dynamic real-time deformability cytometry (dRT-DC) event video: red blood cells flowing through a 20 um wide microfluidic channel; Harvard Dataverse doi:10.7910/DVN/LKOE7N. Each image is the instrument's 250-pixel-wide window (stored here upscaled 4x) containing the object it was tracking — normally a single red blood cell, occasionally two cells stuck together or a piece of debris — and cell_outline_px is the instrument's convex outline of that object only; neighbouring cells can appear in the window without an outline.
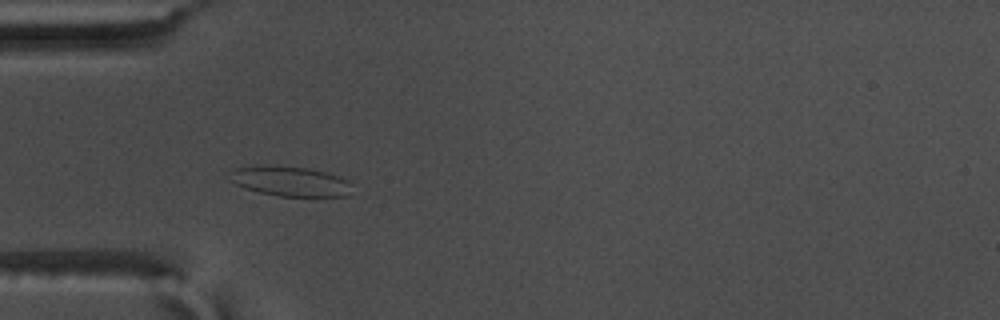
{"species": "common noctule bat (a hibernating species)", "species_latin": "Nyctalus noctula", "temperature_condition": "warm", "stored_images_in_passage": 42, "camera_frame_rate_fps": 3000, "um_per_image_px": 0.085, "animal": {"sex": "male", "body_mass_g": 17.5, "forearm_length_mm": 52.3}, "frame": {"image": 1, "passage_image": 3, "time_ms": 0.667, "image_size_px": [1000, 320], "cell_outline_px": [[352, 184], [348, 196], [276, 196], [244, 188], [228, 180], [232, 172], [236, 168], [256, 164], [276, 164], [308, 168], [324, 172], [348, 180]], "centroid_in_image_um": [24.61, 15.38], "position_along_channel_um": 60.4, "area_um2": 21.62}}
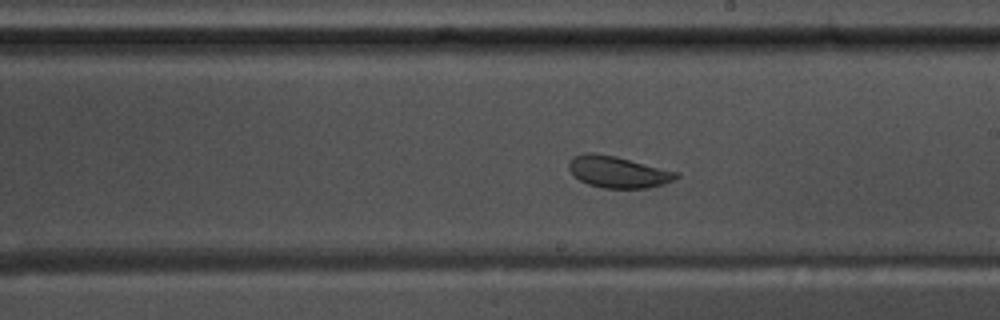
{"frame": {"image": 2, "passage_image": 18, "time_ms": 5.667, "image_size_px": [1000, 320], "cell_outline_px": [[680, 176], [664, 184], [648, 188], [604, 188], [588, 184], [580, 180], [568, 168], [568, 164], [572, 156], [584, 152], [592, 152], [616, 156], [680, 172]], "centroid_in_image_um": [52.54, 14.6], "position_along_channel_um": 236.5, "area_um2": 19.88}}
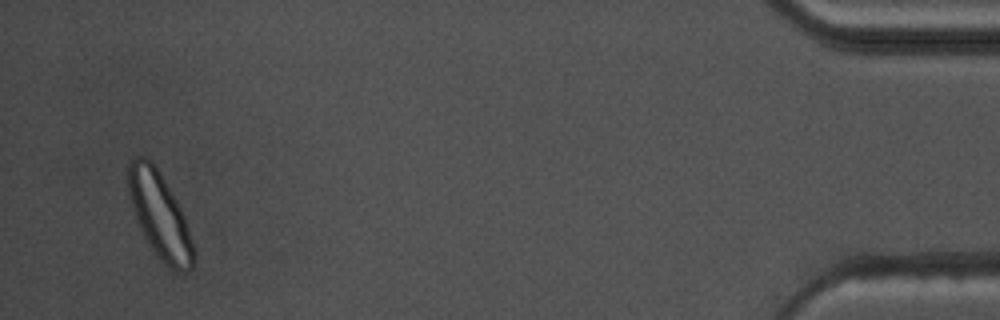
{"frame": {"image": 3, "passage_image": 40, "time_ms": 13.0, "image_size_px": [1000, 320], "cell_outline_px": [[196, 256], [192, 268], [188, 272], [176, 272], [160, 260], [144, 236], [136, 220], [132, 208], [128, 192], [128, 164], [136, 156], [144, 156], [152, 160], [176, 200], [184, 216], [196, 252]], "centroid_in_image_um": [13.58, 18.33], "position_along_channel_um": 421.6, "area_um2": 32.6}, "authors_computed_cell_mechanics": {"area_um2": 21.0103, "velocity_mm_per_s": 3.6068, "shape_relaxation_time_tau1_ms": 5.621, "shape_relaxation_time_tau2_ms": 0.8705, "deformation_change_tau1": 0.132, "deformation_change_tau2": 0.0536}}